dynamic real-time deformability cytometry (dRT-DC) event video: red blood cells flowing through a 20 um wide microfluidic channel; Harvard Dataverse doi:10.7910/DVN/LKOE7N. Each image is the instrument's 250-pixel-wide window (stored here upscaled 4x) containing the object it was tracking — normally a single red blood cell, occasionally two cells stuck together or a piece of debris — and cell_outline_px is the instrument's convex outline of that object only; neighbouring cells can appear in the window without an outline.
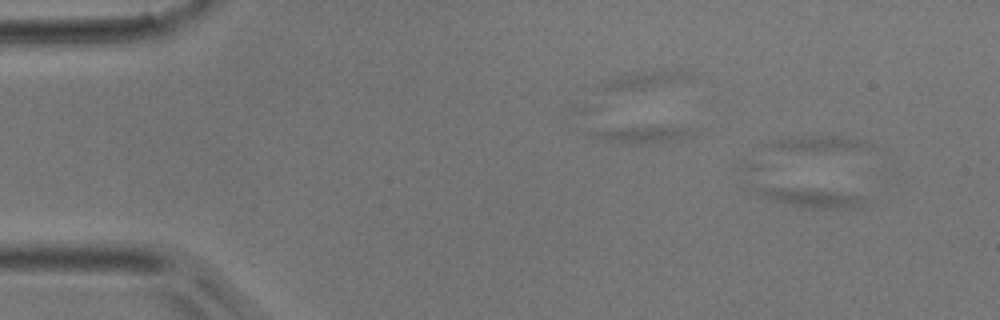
{"species": "common noctule bat (a hibernating species)", "species_latin": "Nyctalus noctula", "temperature_condition": "room temperature", "stored_images_in_passage": 31, "segment_of_instrument_passage": [3, 4], "camera_frame_rate_fps": 3000, "um_per_image_px": 0.085, "animal": {"sex": "male", "body_mass_g": 17.9}, "frame": {"image": 1, "passage_image": 6, "time_ms": 1.667, "image_size_px": [1000, 320], "cell_outline_px": [[872, 200], [864, 204], [848, 208], [804, 208], [756, 196], [756, 188], [784, 188], [832, 192], [864, 196]], "centroid_in_image_um": [69.01, 16.84], "position_along_channel_um": 16.0, "area_um2": 11.44}}